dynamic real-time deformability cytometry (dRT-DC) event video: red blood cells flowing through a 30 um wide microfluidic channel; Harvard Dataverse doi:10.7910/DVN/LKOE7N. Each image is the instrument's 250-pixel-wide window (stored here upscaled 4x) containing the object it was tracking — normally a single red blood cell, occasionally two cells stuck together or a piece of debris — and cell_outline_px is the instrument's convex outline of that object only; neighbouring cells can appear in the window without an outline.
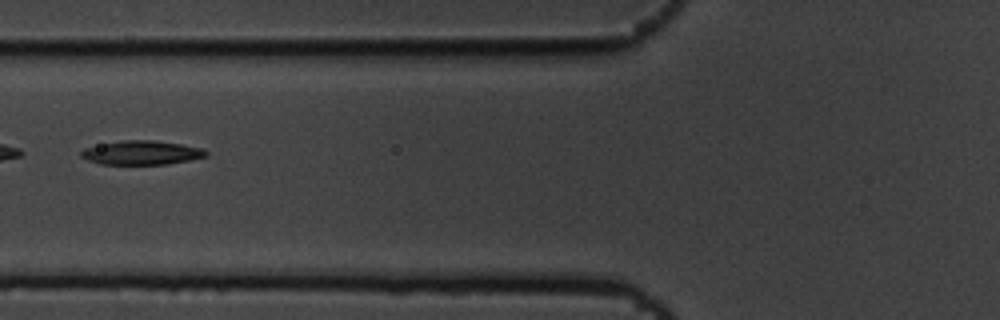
{"species": "common noctule bat (a hibernating species)", "species_latin": "Nyctalus noctula", "temperature_condition": "cold", "stored_images_in_passage": 7, "camera_frame_rate_fps": 3000, "um_per_image_px": 0.085, "animal": {"sex": "male", "body_mass_g": 19.5, "forearm_length_mm": 54.6}, "frame": {"image": 1, "passage_image": 6, "time_ms": 1.667, "image_size_px": [1000, 320], "cell_outline_px": [[208, 156], [168, 164], [100, 164], [88, 160], [80, 156], [80, 152], [84, 148], [100, 144], [120, 140], [156, 140], [204, 148], [208, 152]], "centroid_in_image_um": [12.04, 12.97], "position_along_channel_um": 113.8, "area_um2": 17.57}}
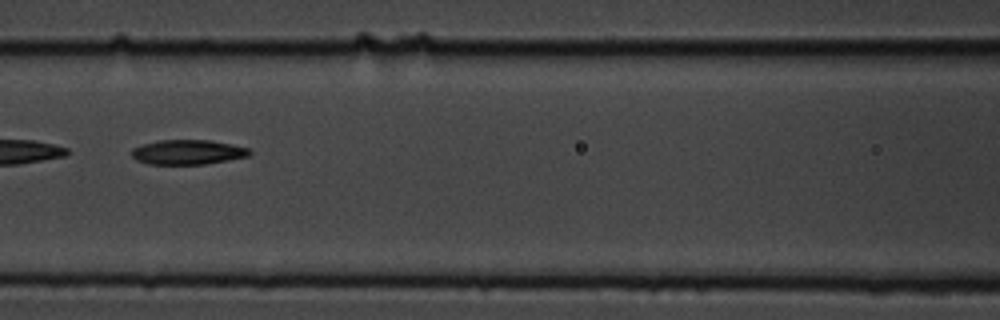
{"frame": {"image": 2, "passage_image": 7, "time_ms": 2.0, "image_size_px": [1000, 320], "cell_outline_px": [[252, 152], [248, 156], [228, 160], [204, 164], [148, 164], [136, 160], [132, 156], [132, 148], [144, 144], [160, 140], [212, 140], [232, 144], [248, 148]], "centroid_in_image_um": [15.97, 12.93], "position_along_channel_um": 150.6, "area_um2": 16.94}}